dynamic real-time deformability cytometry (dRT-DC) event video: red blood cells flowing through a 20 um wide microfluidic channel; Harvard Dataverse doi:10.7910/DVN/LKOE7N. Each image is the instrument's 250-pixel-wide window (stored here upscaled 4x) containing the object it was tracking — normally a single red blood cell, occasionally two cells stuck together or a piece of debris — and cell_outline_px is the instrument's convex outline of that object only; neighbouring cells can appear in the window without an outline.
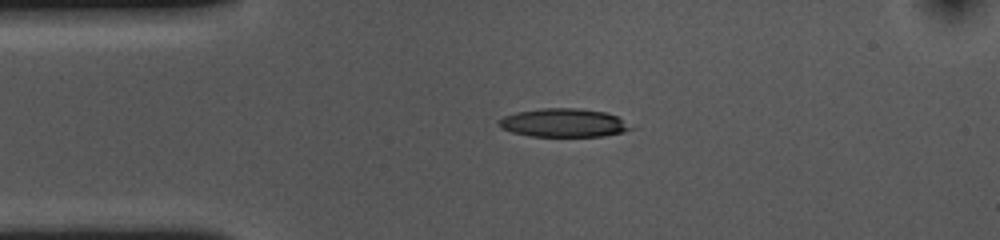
{"species": "common noctule bat (a hibernating species)", "species_latin": "Nyctalus noctula", "temperature_condition": "cold", "stored_images_in_passage": 44, "camera_frame_rate_fps": 3000, "um_per_image_px": 0.085, "animal": {"sex": "female", "body_mass_g": 10.0, "forearm_length_mm": 53.1}, "frame": {"image": 1, "passage_image": 1, "time_ms": 0.0, "image_size_px": [1000, 240], "cell_outline_px": [[636, 128], [624, 132], [604, 136], [532, 136], [512, 132], [500, 128], [496, 124], [496, 120], [504, 116], [516, 112], [544, 108], [580, 108], [608, 112], [616, 116]], "centroid_in_image_um": [47.91, 10.43], "position_along_channel_um": 37.1, "area_um2": 22.14}}
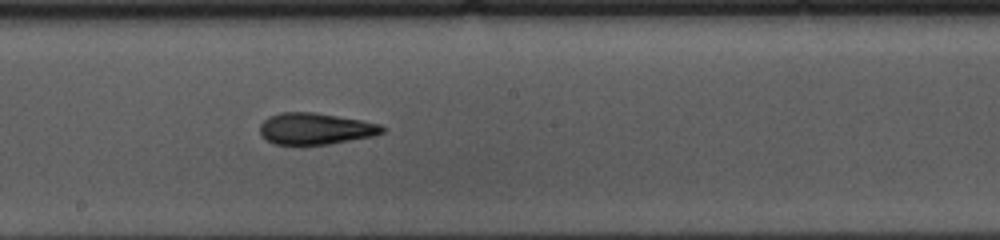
{"frame": {"image": 2, "passage_image": 18, "time_ms": 5.667, "image_size_px": [1000, 240], "cell_outline_px": [[388, 128], [384, 132], [372, 136], [328, 144], [276, 144], [260, 136], [260, 124], [268, 116], [280, 112], [312, 112], [360, 120], [380, 124]], "centroid_in_image_um": [26.8, 10.93], "position_along_channel_um": 221.4, "area_um2": 22.31}}
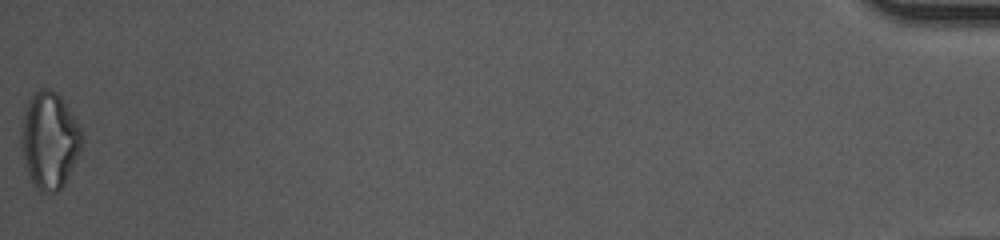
{"frame": {"image": 3, "passage_image": 44, "time_ms": 14.333, "image_size_px": [1000, 240], "cell_outline_px": [[84, 144], [64, 184], [56, 192], [40, 192], [32, 184], [24, 164], [20, 144], [20, 128], [28, 100], [40, 88], [48, 88], [56, 92], [60, 96], [80, 128], [84, 136]], "centroid_in_image_um": [4.19, 11.95], "position_along_channel_um": 431.0, "area_um2": 34.39}, "authors_computed_cell_mechanics": {"area_um2": 23.12, "velocity_mm_per_s": 3.6442, "shape_relaxation_time_tau1_ms": 6.7794, "shape_relaxation_time_tau2_ms": 3.7641, "deformation_change_tau1": 0.172, "deformation_change_tau2": 0.1313}}